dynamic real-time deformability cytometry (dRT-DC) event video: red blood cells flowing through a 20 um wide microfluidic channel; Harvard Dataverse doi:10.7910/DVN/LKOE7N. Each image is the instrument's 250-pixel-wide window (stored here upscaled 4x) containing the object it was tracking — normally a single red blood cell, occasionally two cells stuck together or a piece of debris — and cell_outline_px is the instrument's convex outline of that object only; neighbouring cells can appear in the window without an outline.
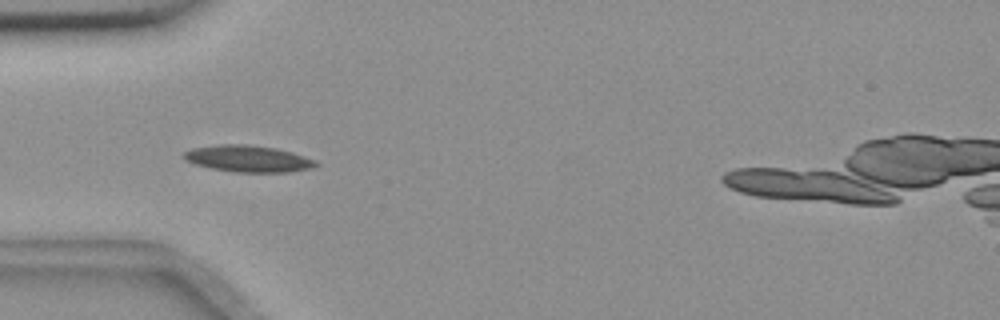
{"species": "common noctule bat (a hibernating species)", "species_latin": "Nyctalus noctula", "temperature_condition": "room temperature", "stored_images_in_passage": 53, "camera_frame_rate_fps": 3000, "um_per_image_px": 0.085, "animal": {"sex": "female", "body_mass_g": 18.4}, "frame": {"image": 1, "passage_image": 14, "time_ms": 4.333, "image_size_px": [1000, 320], "cell_outline_px": [[320, 164], [312, 168], [288, 172], [232, 172], [192, 164], [184, 160], [180, 156], [184, 152], [192, 148], [220, 144], [248, 144], [276, 148], [292, 152], [316, 160]], "centroid_in_image_um": [21.06, 13.49], "position_along_channel_um": 63.9, "area_um2": 20.75}}
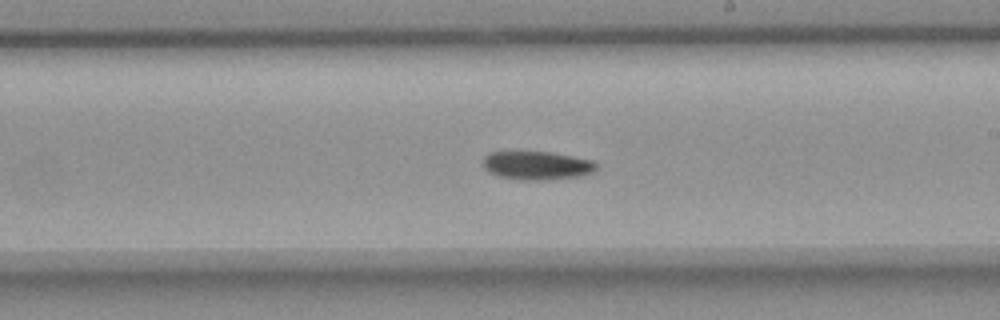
{"frame": {"image": 2, "passage_image": 29, "time_ms": 9.333, "image_size_px": [1000, 320], "cell_outline_px": [[596, 168], [592, 172], [580, 176], [548, 180], [520, 180], [500, 176], [488, 172], [484, 168], [484, 156], [488, 152], [548, 152], [572, 156], [592, 160], [596, 164]], "centroid_in_image_um": [45.62, 14.07], "position_along_channel_um": 243.4, "area_um2": 18.73}}
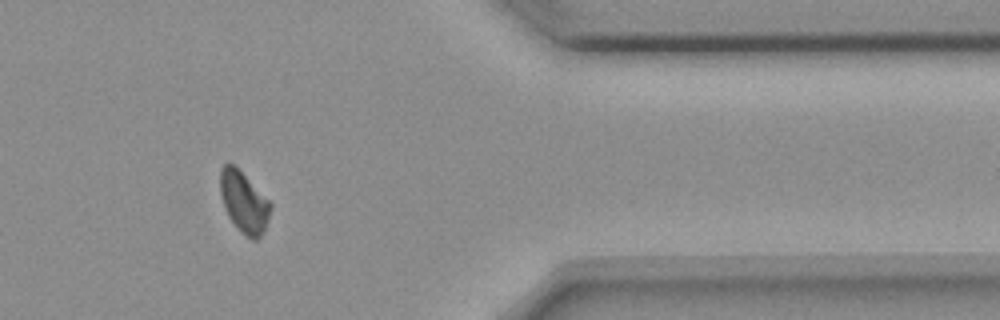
{"frame": {"image": 3, "passage_image": 43, "time_ms": 14.0, "image_size_px": [1000, 320], "cell_outline_px": [[272, 204], [268, 220], [264, 232], [256, 240], [252, 240], [236, 228], [228, 216], [224, 208], [220, 192], [220, 168], [228, 160]], "centroid_in_image_um": [20.7, 17.2], "position_along_channel_um": 390.7, "area_um2": 17.69}, "authors_computed_cell_mechanics": {"area_um2": 18.7272, "velocity_mm_per_s": 3.6231, "shape_relaxation_time_tau1_ms": 9.6854, "shape_relaxation_time_tau2_ms": null, "deformation_change_tau1": 0.1614, "deformation_change_tau2": null}}